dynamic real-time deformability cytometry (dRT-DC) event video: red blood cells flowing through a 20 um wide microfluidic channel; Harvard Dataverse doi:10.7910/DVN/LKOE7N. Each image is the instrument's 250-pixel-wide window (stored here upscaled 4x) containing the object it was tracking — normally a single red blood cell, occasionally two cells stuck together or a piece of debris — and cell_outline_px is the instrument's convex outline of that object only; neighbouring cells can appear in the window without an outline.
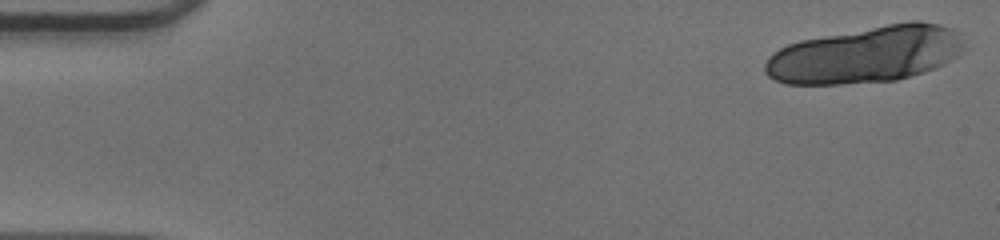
{"species": "human", "species_latin": "Homo sapiens", "temperature_condition": "warm", "stored_images_in_passage": 17, "camera_frame_rate_fps": 3000, "um_per_image_px": 0.085, "donor": {"sex": "male"}, "frame": {"image": 1, "passage_image": 1, "time_ms": 0.0, "image_size_px": [1000, 240], "cell_outline_px": [[964, 44], [960, 56], [944, 64], [924, 72], [912, 76], [896, 80], [844, 84], [784, 84], [768, 76], [764, 72], [764, 64], [768, 56], [780, 48], [788, 44], [800, 40], [908, 20], [920, 20], [940, 24], [952, 28], [960, 32]], "centroid_in_image_um": [73.63, 4.63], "position_along_channel_um": 11.4, "area_um2": 66.3}}